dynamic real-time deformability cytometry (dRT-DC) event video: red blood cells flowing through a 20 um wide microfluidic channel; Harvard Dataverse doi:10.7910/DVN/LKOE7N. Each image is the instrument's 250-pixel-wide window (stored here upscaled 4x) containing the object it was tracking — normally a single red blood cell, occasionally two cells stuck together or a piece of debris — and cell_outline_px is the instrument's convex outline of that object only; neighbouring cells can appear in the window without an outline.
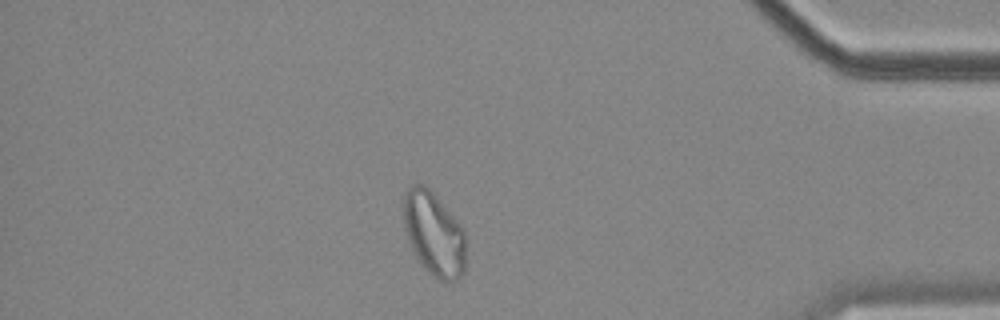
{"species": "common noctule bat (a hibernating species)", "species_latin": "Nyctalus noctula", "temperature_condition": "cold", "stored_images_in_passage": 54, "camera_frame_rate_fps": 3000, "um_per_image_px": 0.085, "animal": {"sex": "female", "body_mass_g": 18.4}, "frame": {"image": 1, "passage_image": 46, "time_ms": 15.0, "image_size_px": [1000, 320], "cell_outline_px": [[464, 272], [460, 280], [440, 280], [432, 276], [428, 272], [416, 256], [412, 248], [404, 228], [400, 212], [400, 204], [404, 192], [412, 184], [424, 184], [436, 196], [464, 228]], "centroid_in_image_um": [36.83, 19.82], "position_along_channel_um": 398.4, "area_um2": 30.81}, "authors_computed_cell_mechanics": {"area_um2": 29.9404, "velocity_mm_per_s": 3.5735, "shape_relaxation_time_tau1_ms": null, "shape_relaxation_time_tau2_ms": 1.995, "deformation_change_tau1": null, "deformation_change_tau2": 0.0838}}